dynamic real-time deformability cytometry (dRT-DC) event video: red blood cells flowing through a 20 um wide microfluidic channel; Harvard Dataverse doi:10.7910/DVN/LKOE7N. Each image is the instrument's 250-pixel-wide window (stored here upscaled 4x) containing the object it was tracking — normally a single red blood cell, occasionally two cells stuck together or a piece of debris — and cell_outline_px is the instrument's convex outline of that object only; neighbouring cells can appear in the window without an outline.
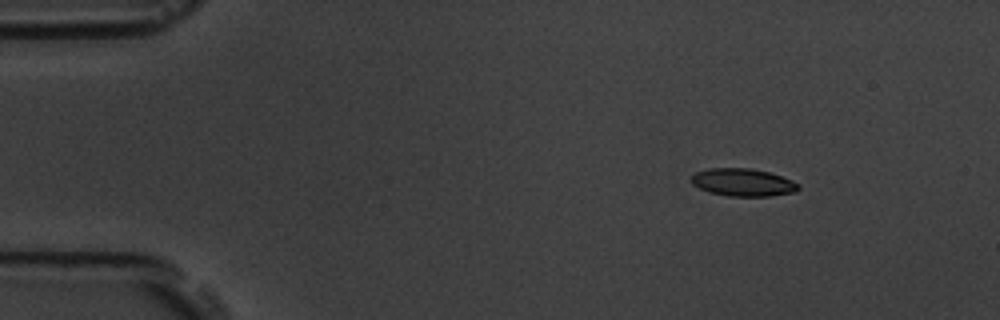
{"species": "common noctule bat (a hibernating species)", "species_latin": "Nyctalus noctula", "temperature_condition": "room temperature", "stored_images_in_passage": 4, "camera_frame_rate_fps": 3000, "um_per_image_px": 0.085, "animal": {"sex": "male", "body_mass_g": 19.5, "forearm_length_mm": 54.6}, "frame": {"image": 1, "passage_image": 2, "time_ms": 1.333, "image_size_px": [1000, 320], "cell_outline_px": [[800, 188], [796, 192], [768, 196], [728, 196], [708, 192], [692, 184], [692, 176], [696, 172], [708, 168], [748, 168], [768, 172], [792, 180], [800, 184]], "centroid_in_image_um": [63.16, 15.51], "position_along_channel_um": 21.8, "area_um2": 17.22}}
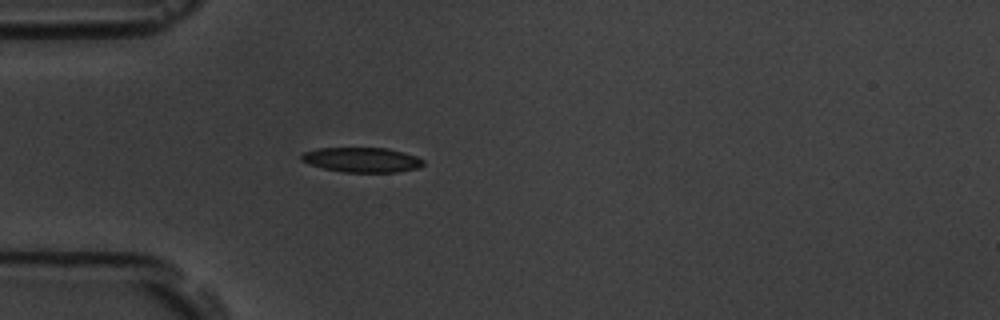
{"frame": {"image": 2, "passage_image": 4, "time_ms": 4.333, "image_size_px": [1000, 320], "cell_outline_px": [[424, 164], [416, 168], [396, 172], [344, 172], [324, 168], [308, 164], [300, 160], [300, 156], [304, 152], [320, 148], [388, 148], [404, 152], [416, 156], [424, 160]], "centroid_in_image_um": [30.75, 13.58], "position_along_channel_um": 54.2, "area_um2": 17.57}}